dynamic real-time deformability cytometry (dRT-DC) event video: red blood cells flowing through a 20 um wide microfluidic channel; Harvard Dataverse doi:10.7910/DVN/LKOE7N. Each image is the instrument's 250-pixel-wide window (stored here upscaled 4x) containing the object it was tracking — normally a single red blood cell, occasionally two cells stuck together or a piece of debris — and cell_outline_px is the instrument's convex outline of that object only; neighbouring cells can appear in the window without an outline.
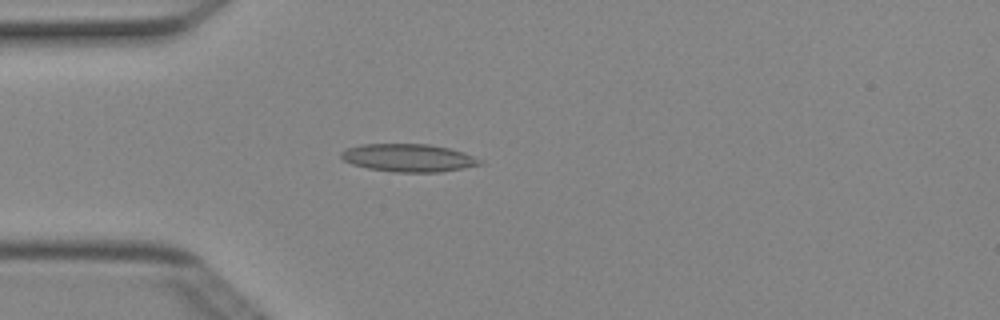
{"species": "Egyptian fruit bat (a non-hibernating species)", "species_latin": "Rousettus aegyptiacus", "temperature_condition": "cold", "stored_images_in_passage": 4, "camera_frame_rate_fps": 3000, "um_per_image_px": 0.085, "animal": {"sex": "female"}, "frame": {"image": 1, "passage_image": 4, "time_ms": 1.0, "image_size_px": [1000, 320], "cell_outline_px": [[484, 164], [464, 168], [440, 172], [392, 172], [368, 168], [352, 164], [344, 160], [340, 156], [340, 152], [348, 148], [360, 144], [428, 144], [448, 148], [464, 152], [480, 160]], "centroid_in_image_um": [34.71, 13.42], "position_along_channel_um": 50.3, "area_um2": 22.48}}